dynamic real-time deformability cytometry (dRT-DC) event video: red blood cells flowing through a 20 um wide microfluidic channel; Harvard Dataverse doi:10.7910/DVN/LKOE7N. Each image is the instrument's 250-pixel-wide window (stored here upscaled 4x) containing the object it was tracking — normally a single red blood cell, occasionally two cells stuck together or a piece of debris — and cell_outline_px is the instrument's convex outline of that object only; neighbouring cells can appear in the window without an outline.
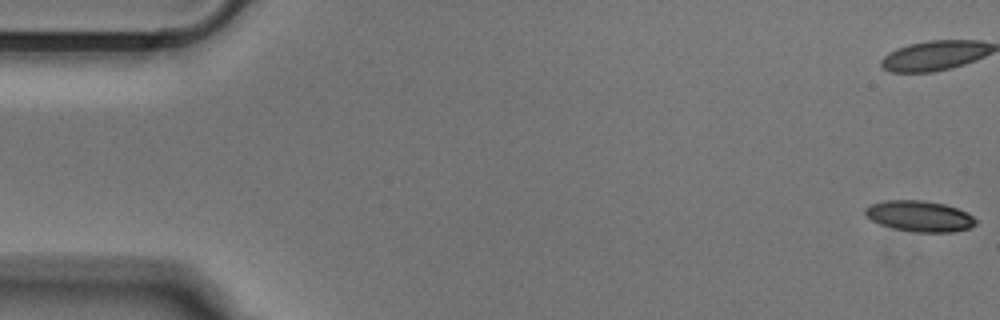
{"species": "Egyptian fruit bat (a non-hibernating species)", "species_latin": "Rousettus aegyptiacus", "temperature_condition": "cold", "stored_images_in_passage": 53, "camera_frame_rate_fps": 3000, "um_per_image_px": 0.085, "animal": {"sex": "male"}, "frame": {"image": 1, "passage_image": 1, "time_ms": 0.0, "image_size_px": [1000, 320], "cell_outline_px": [[976, 224], [968, 228], [952, 232], [916, 232], [892, 228], [880, 224], [872, 220], [864, 212], [864, 208], [872, 204], [884, 200], [924, 200], [944, 204], [968, 212], [976, 220]], "centroid_in_image_um": [78.16, 18.37], "position_along_channel_um": 6.8, "area_um2": 19.83}}